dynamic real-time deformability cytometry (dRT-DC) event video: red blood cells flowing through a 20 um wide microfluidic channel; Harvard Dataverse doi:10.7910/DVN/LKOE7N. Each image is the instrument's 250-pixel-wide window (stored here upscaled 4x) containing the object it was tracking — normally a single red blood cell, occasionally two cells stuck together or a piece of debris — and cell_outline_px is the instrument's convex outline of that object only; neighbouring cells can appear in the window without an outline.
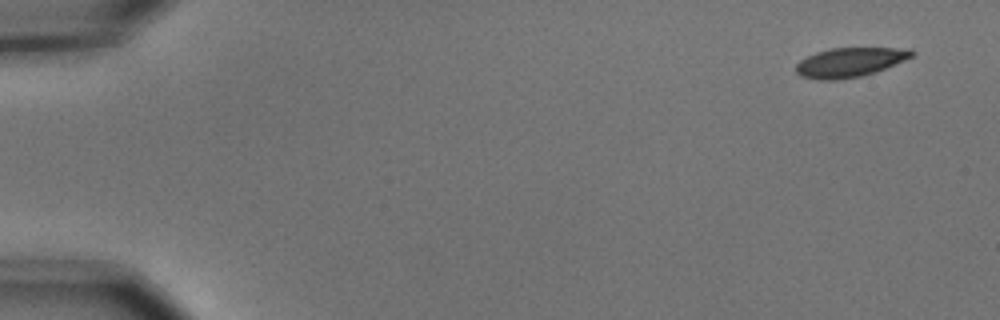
{"species": "common noctule bat (a hibernating species)", "species_latin": "Nyctalus noctula", "temperature_condition": "cold", "stored_images_in_passage": 5, "camera_frame_rate_fps": 3000, "um_per_image_px": 0.085, "animal": {"sex": "male", "body_mass_g": 15.6}, "frame": {"image": 1, "passage_image": 1, "time_ms": 0.0, "image_size_px": [1000, 320], "cell_outline_px": [[916, 52], [912, 56], [904, 60], [884, 68], [860, 76], [836, 80], [816, 80], [800, 76], [796, 72], [796, 64], [800, 60], [816, 52], [828, 48], [912, 48]], "centroid_in_image_um": [72.2, 5.29], "position_along_channel_um": 12.8, "area_um2": 19.71}}
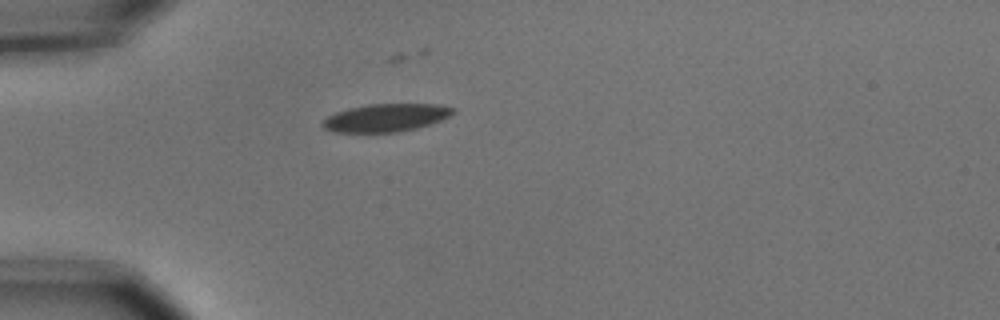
{"frame": {"image": 2, "passage_image": 4, "time_ms": 1.0, "image_size_px": [1000, 320], "cell_outline_px": [[456, 112], [440, 120], [416, 128], [400, 132], [332, 132], [324, 128], [320, 124], [328, 116], [336, 112], [348, 108], [368, 104], [436, 104], [456, 108]], "centroid_in_image_um": [32.78, 10.0], "position_along_channel_um": 52.2, "area_um2": 21.15}}